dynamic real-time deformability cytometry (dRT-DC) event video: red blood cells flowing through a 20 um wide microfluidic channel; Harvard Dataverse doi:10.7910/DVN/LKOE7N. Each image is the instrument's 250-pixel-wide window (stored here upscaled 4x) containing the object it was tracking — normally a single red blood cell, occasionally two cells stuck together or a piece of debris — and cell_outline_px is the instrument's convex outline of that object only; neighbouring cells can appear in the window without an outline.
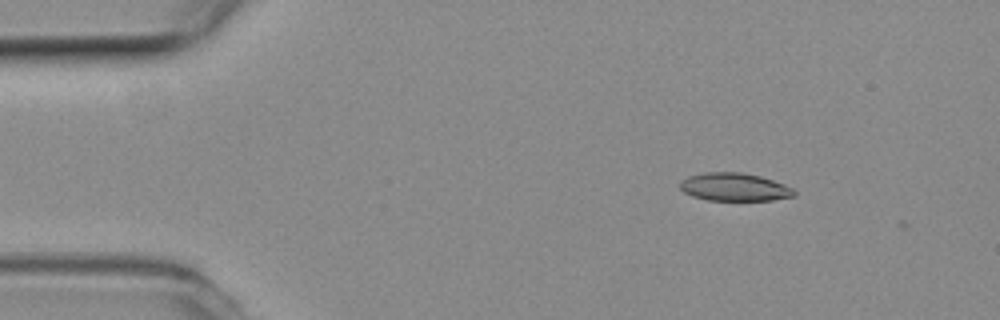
{"species": "common noctule bat (a hibernating species)", "species_latin": "Nyctalus noctula", "temperature_condition": "room temperature", "stored_images_in_passage": 7, "camera_frame_rate_fps": 3000, "um_per_image_px": 0.085, "animal": {"sex": "female", "body_mass_g": 19.3, "forearm_length_mm": 54.1}, "frame": {"image": 1, "passage_image": 1, "time_ms": 0.0, "image_size_px": [1000, 320], "cell_outline_px": [[796, 196], [772, 200], [708, 200], [692, 196], [684, 192], [680, 188], [680, 180], [688, 176], [704, 172], [740, 172], [760, 176], [784, 184], [792, 188], [796, 192]], "centroid_in_image_um": [62.42, 15.89], "position_along_channel_um": 22.6, "area_um2": 18.67}}
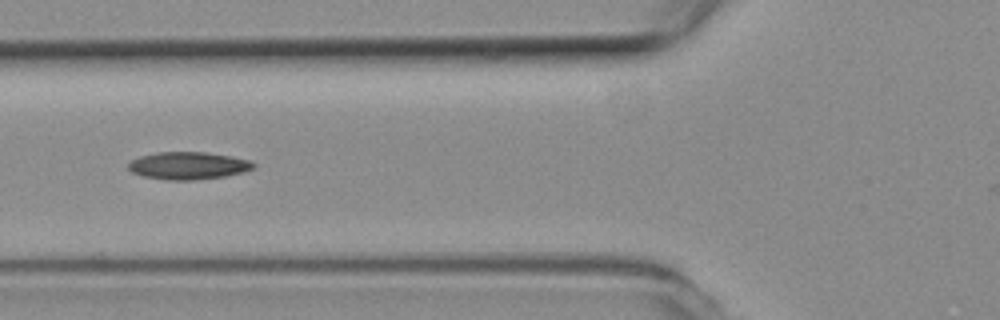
{"frame": {"image": 2, "passage_image": 5, "time_ms": 1.333, "image_size_px": [1000, 320], "cell_outline_px": [[256, 164], [252, 168], [244, 172], [224, 176], [196, 180], [164, 180], [144, 176], [132, 172], [128, 168], [128, 164], [132, 160], [140, 156], [156, 152], [204, 152], [232, 156], [252, 160]], "centroid_in_image_um": [16.01, 14.08], "position_along_channel_um": 109.8, "area_um2": 20.11}}
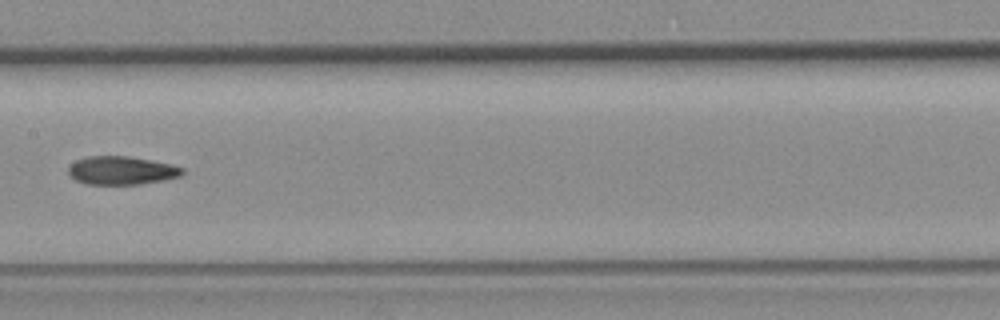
{"frame": {"image": 3, "passage_image": 7, "time_ms": 2.0, "image_size_px": [1000, 320], "cell_outline_px": [[184, 172], [180, 176], [164, 180], [140, 184], [88, 184], [76, 180], [68, 172], [68, 168], [76, 160], [88, 156], [128, 156], [172, 164], [184, 168]], "centroid_in_image_um": [10.36, 14.48], "position_along_channel_um": 197.0, "area_um2": 18.73}}